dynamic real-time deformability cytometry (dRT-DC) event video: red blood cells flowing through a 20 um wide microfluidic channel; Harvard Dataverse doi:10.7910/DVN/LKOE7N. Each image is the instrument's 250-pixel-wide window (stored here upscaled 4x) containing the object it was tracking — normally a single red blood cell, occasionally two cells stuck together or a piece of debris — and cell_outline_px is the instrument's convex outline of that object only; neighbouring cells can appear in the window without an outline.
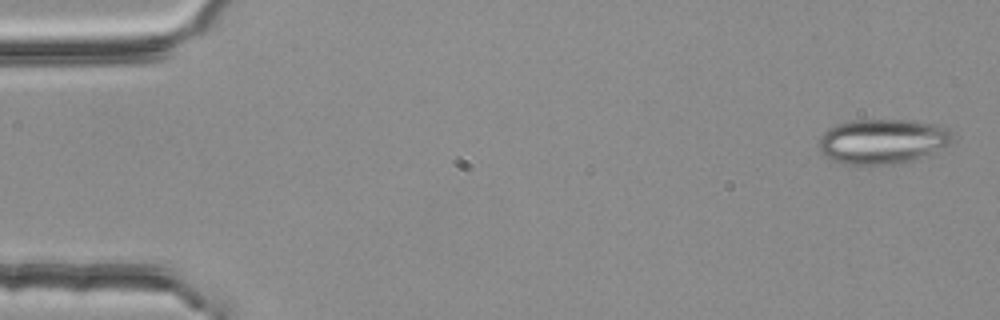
{"species": "common noctule bat (a hibernating species)", "species_latin": "Nyctalus noctula", "temperature_condition": "room temperature", "stored_images_in_passage": 3, "camera_frame_rate_fps": 3000, "um_per_image_px": 0.085, "animal": {"sex": "female", "body_mass_g": 25.1}, "frame": {"image": 1, "passage_image": 1, "time_ms": 0.0, "image_size_px": [1000, 320], "cell_outline_px": [[952, 136], [948, 144], [932, 152], [912, 160], [896, 164], [844, 164], [832, 160], [824, 156], [820, 152], [820, 136], [828, 128], [836, 124], [852, 120], [912, 120], [936, 124], [948, 128], [952, 132]], "centroid_in_image_um": [74.98, 12.0], "position_along_channel_um": 10.0, "area_um2": 34.8}}